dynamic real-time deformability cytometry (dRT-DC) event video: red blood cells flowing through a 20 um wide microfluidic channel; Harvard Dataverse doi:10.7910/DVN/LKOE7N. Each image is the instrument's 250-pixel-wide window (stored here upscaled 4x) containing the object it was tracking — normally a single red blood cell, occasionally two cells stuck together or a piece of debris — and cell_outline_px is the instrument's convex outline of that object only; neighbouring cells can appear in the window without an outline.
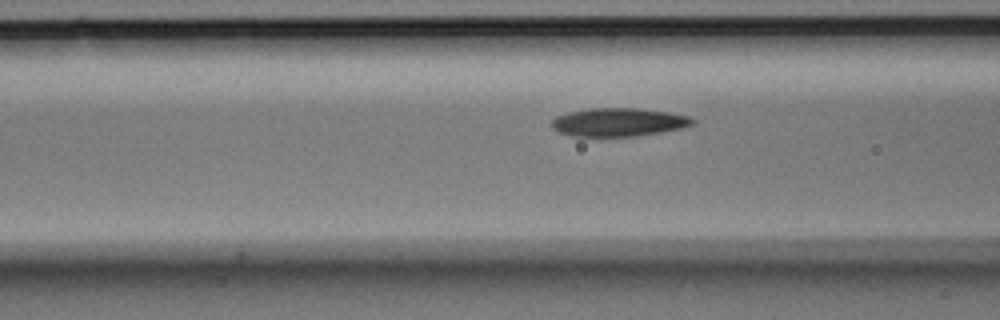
{"species": "Egyptian fruit bat (a non-hibernating species)", "species_latin": "Rousettus aegyptiacus", "temperature_condition": "room temperature", "stored_images_in_passage": 37, "camera_frame_rate_fps": 3000, "um_per_image_px": 0.085, "animal": {"sex": "male"}, "frame": {"image": 1, "passage_image": 14, "time_ms": 4.333, "image_size_px": [1000, 320], "cell_outline_px": [[696, 124], [684, 128], [636, 136], [572, 136], [560, 132], [552, 128], [552, 120], [556, 116], [568, 112], [588, 108], [640, 108], [668, 112], [688, 116], [696, 120]], "centroid_in_image_um": [52.61, 10.38], "position_along_channel_um": 114.0, "area_um2": 23.41}}
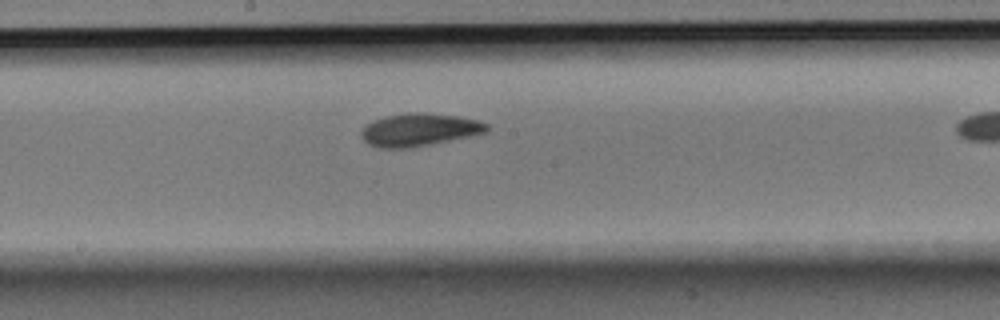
{"frame": {"image": 2, "passage_image": 22, "time_ms": 7.0, "image_size_px": [1000, 320], "cell_outline_px": [[488, 132], [412, 148], [376, 148], [368, 144], [360, 136], [360, 132], [372, 120], [384, 116], [408, 112], [424, 112], [456, 116], [476, 120], [488, 124]], "centroid_in_image_um": [35.59, 11.03], "position_along_channel_um": 212.6, "area_um2": 24.04}}
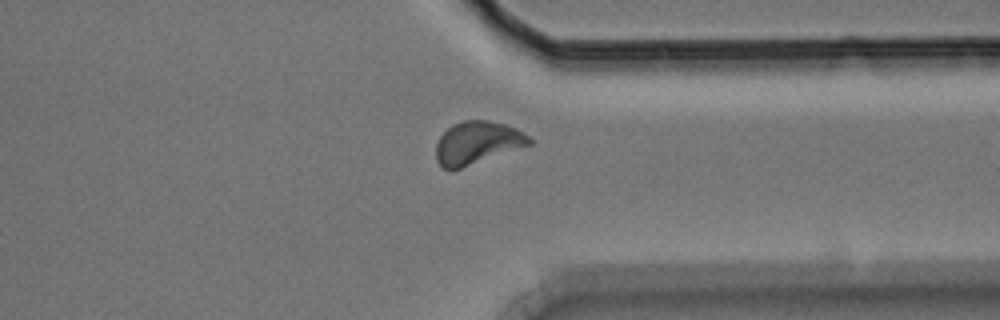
{"frame": {"image": 3, "passage_image": 35, "time_ms": 11.333, "image_size_px": [1000, 320], "cell_outline_px": [[532, 144], [460, 168], [444, 168], [436, 160], [436, 144], [440, 136], [452, 124], [460, 120], [488, 120], [504, 124], [516, 128], [524, 132], [532, 140]], "centroid_in_image_um": [40.57, 12.11], "position_along_channel_um": 370.8, "area_um2": 23.0}}